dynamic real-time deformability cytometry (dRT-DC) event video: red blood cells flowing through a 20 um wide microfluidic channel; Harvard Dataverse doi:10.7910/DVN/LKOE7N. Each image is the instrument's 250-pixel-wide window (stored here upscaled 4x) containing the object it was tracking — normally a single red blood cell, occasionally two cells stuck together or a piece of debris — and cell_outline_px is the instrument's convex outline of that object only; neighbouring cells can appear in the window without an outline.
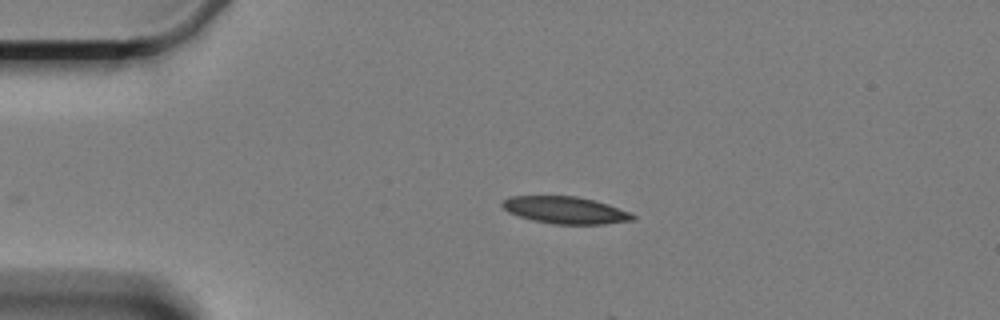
{"species": "Egyptian fruit bat (a non-hibernating species)", "species_latin": "Rousettus aegyptiacus", "temperature_condition": "cold", "stored_images_in_passage": 3, "camera_frame_rate_fps": 3000, "um_per_image_px": 0.085, "animal": {"sex": "female"}, "frame": {"image": 1, "passage_image": 3, "time_ms": 2.333, "image_size_px": [1000, 320], "cell_outline_px": [[636, 220], [604, 224], [552, 224], [532, 220], [508, 212], [500, 204], [508, 196], [576, 196], [608, 204], [632, 212], [636, 216]], "centroid_in_image_um": [48.09, 17.86], "position_along_channel_um": 36.9, "area_um2": 20.69}}